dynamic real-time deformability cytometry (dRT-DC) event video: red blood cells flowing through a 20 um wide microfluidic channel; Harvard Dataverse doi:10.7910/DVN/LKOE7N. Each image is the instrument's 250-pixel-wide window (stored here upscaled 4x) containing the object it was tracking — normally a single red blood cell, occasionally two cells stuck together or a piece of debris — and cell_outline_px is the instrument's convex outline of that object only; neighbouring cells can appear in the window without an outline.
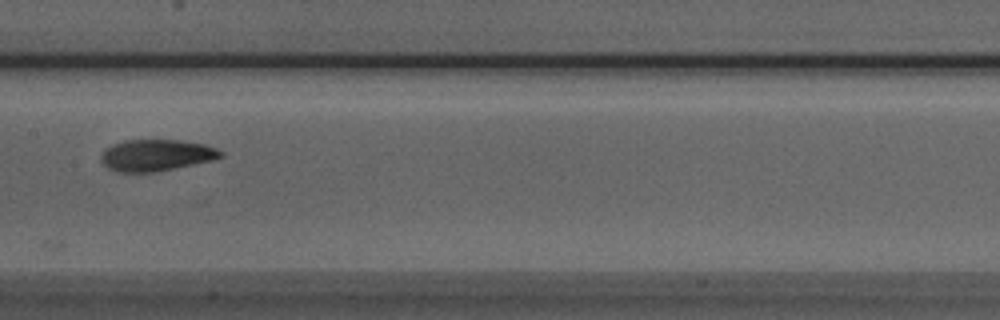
{"species": "Egyptian fruit bat (a non-hibernating species)", "species_latin": "Rousettus aegyptiacus", "temperature_condition": "room temperature", "stored_images_in_passage": 5, "camera_frame_rate_fps": 3000, "um_per_image_px": 0.085, "animal": {"sex": "male"}, "frame": {"image": 1, "passage_image": 5, "time_ms": 1.333, "image_size_px": [1000, 320], "cell_outline_px": [[224, 156], [212, 160], [156, 172], [120, 172], [108, 168], [100, 160], [100, 156], [112, 144], [124, 140], [180, 140], [204, 144], [216, 148], [224, 152]], "centroid_in_image_um": [13.3, 13.19], "position_along_channel_um": 194.1, "area_um2": 21.91}}